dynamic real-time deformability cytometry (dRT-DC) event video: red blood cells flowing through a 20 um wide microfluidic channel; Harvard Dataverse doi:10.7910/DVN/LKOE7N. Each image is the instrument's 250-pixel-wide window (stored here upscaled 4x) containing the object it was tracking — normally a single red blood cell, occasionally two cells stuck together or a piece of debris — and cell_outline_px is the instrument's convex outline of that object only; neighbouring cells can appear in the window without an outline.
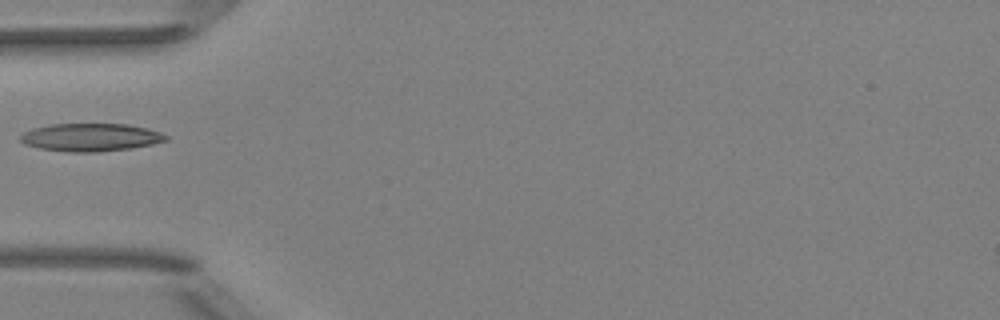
{"species": "Egyptian fruit bat (a non-hibernating species)", "species_latin": "Rousettus aegyptiacus", "temperature_condition": "room temperature", "stored_images_in_passage": 6, "camera_frame_rate_fps": 3000, "um_per_image_px": 0.085, "animal": {"sex": "female"}, "frame": {"image": 1, "passage_image": 5, "time_ms": 5.667, "image_size_px": [1000, 320], "cell_outline_px": [[168, 140], [152, 144], [132, 148], [100, 152], [68, 152], [40, 148], [24, 144], [20, 140], [20, 136], [24, 132], [32, 128], [52, 124], [128, 124], [148, 128], [160, 132], [168, 136]], "centroid_in_image_um": [7.72, 11.67], "position_along_channel_um": 77.3, "area_um2": 23.76}}
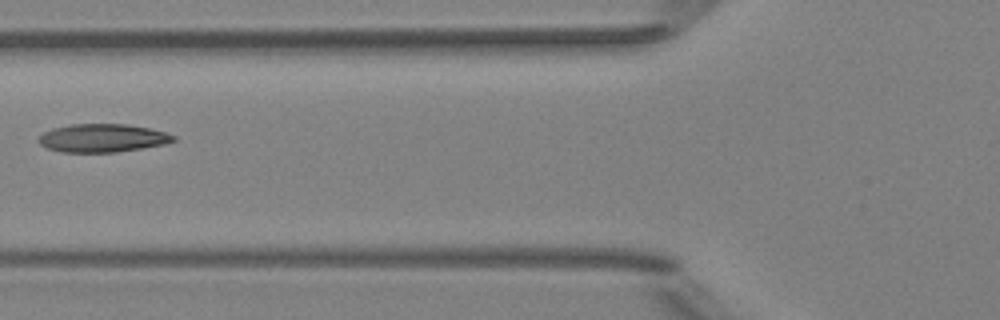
{"frame": {"image": 2, "passage_image": 6, "time_ms": 6.667, "image_size_px": [1000, 320], "cell_outline_px": [[176, 140], [164, 144], [144, 148], [116, 152], [60, 152], [48, 148], [40, 144], [36, 140], [44, 132], [52, 128], [72, 124], [128, 124], [148, 128], [164, 132], [176, 136]], "centroid_in_image_um": [8.7, 11.73], "position_along_channel_um": 117.1, "area_um2": 22.2}}